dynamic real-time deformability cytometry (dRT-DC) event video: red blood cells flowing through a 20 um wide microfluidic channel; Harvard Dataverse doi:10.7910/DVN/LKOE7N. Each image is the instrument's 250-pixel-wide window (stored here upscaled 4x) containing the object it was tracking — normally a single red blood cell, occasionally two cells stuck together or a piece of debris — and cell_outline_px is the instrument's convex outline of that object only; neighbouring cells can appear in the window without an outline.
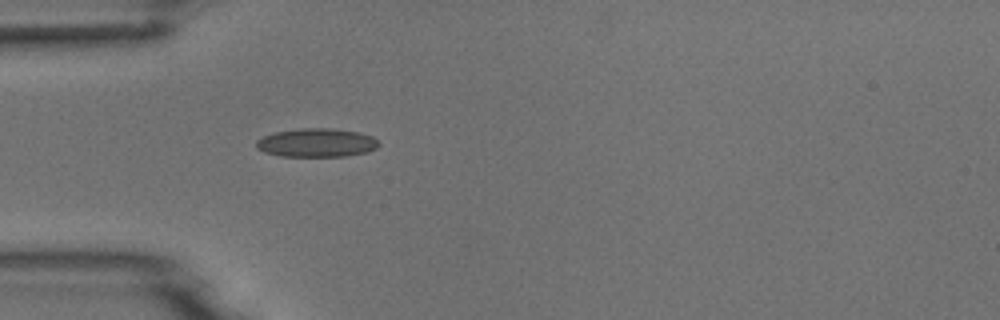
{"species": "common noctule bat (a hibernating species)", "species_latin": "Nyctalus noctula", "temperature_condition": "room temperature", "stored_images_in_passage": 1, "camera_frame_rate_fps": 3000, "um_per_image_px": 0.085, "animal": {"sex": "male", "body_mass_g": 18.8}, "frame": {"image": 1, "passage_image": 1, "time_ms": 0.0, "image_size_px": [1000, 320], "cell_outline_px": [[380, 144], [376, 148], [368, 152], [344, 156], [280, 156], [264, 152], [256, 148], [256, 140], [264, 136], [276, 132], [300, 128], [328, 128], [356, 132], [372, 136]], "centroid_in_image_um": [26.89, 12.14], "position_along_channel_um": 58.1, "area_um2": 20.29}}